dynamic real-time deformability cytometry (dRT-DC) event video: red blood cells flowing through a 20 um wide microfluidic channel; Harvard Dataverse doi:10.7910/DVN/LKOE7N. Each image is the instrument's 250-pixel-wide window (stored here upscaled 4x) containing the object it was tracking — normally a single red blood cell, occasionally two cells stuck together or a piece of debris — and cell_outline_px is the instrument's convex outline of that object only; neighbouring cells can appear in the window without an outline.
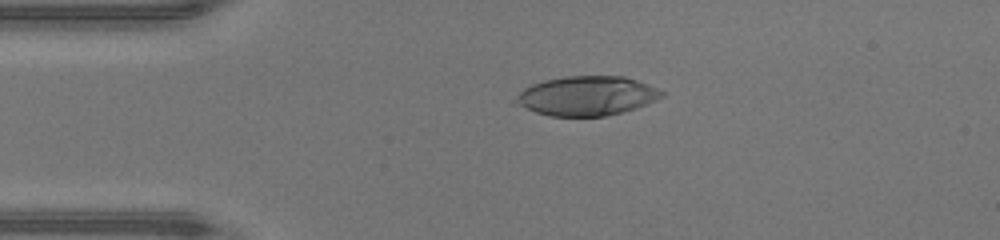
{"species": "human", "species_latin": "Homo sapiens", "temperature_condition": "warm", "stored_images_in_passage": 47, "camera_frame_rate_fps": 3000, "um_per_image_px": 0.085, "donor": {"sex": "male"}, "frame": {"image": 1, "passage_image": 10, "time_ms": 3.0, "image_size_px": [1000, 240], "cell_outline_px": [[664, 96], [656, 100], [636, 108], [624, 112], [604, 116], [548, 116], [512, 104], [520, 92], [524, 88], [532, 84], [544, 80], [568, 76], [624, 76], [636, 80], [656, 88], [664, 92]], "centroid_in_image_um": [49.85, 8.15], "position_along_channel_um": 35.1, "area_um2": 33.52}}
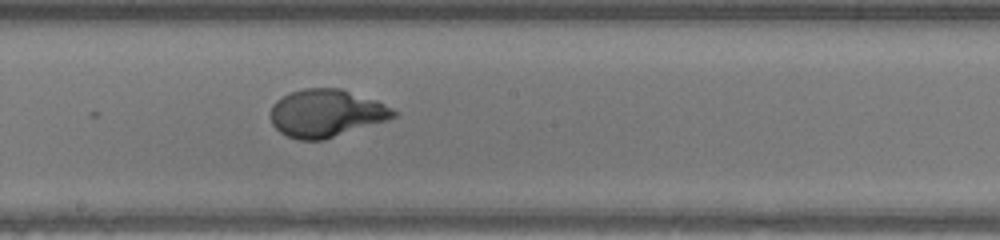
{"frame": {"image": 2, "passage_image": 25, "time_ms": 8.0, "image_size_px": [1000, 240], "cell_outline_px": [[400, 112], [396, 116], [388, 120], [324, 140], [296, 140], [280, 132], [272, 124], [272, 104], [276, 100], [292, 92], [304, 88], [340, 88], [376, 100]], "centroid_in_image_um": [27.75, 9.63], "position_along_channel_um": 220.4, "area_um2": 34.1}}
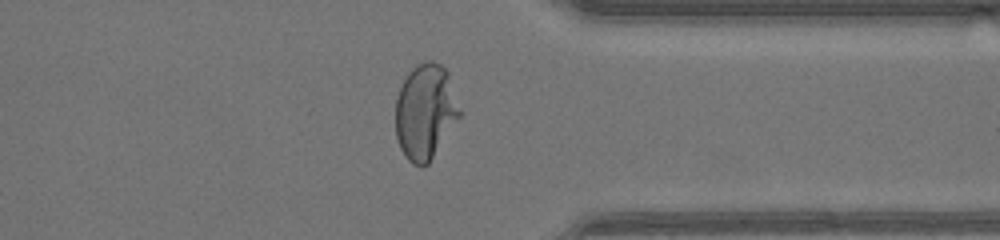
{"frame": {"image": 3, "passage_image": 36, "time_ms": 11.667, "image_size_px": [1000, 240], "cell_outline_px": [[460, 116], [428, 164], [424, 168], [420, 168], [412, 164], [408, 160], [400, 148], [396, 136], [396, 100], [400, 88], [408, 72], [416, 64], [424, 60], [432, 60], [440, 64], [448, 72], [460, 112]], "centroid_in_image_um": [36.13, 9.5], "position_along_channel_um": 375.3, "area_um2": 35.49}, "authors_computed_cell_mechanics": {"area_um2": 34.1598, "velocity_mm_per_s": 4.4088, "shape_relaxation_time_tau1_ms": 4.2512, "shape_relaxation_time_tau2_ms": null, "deformation_change_tau1": 0.2906, "deformation_change_tau2": null}}